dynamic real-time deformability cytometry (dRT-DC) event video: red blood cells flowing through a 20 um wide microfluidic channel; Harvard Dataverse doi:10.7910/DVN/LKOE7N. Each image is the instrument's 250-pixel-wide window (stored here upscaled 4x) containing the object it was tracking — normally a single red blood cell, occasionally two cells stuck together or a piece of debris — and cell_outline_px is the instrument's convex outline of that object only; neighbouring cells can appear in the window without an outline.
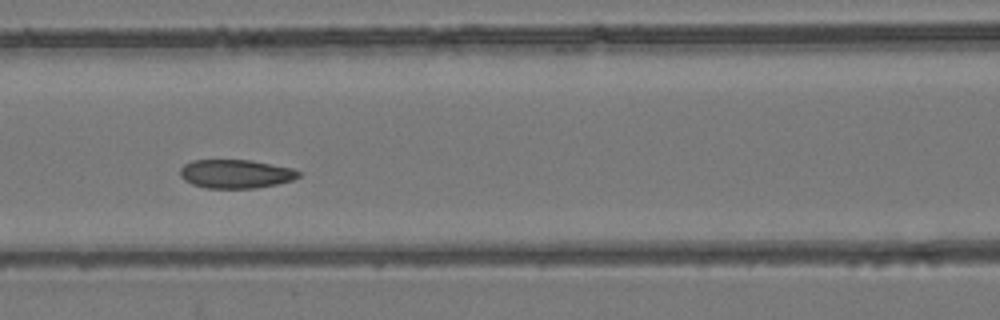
{"species": "common noctule bat (a hibernating species)", "species_latin": "Nyctalus noctula", "temperature_condition": "room temperature", "stored_images_in_passage": 7, "camera_frame_rate_fps": 3000, "um_per_image_px": 0.085, "animal": {"sex": "female", "body_mass_g": 24.6, "forearm_length_mm": 56.2}, "frame": {"image": 1, "passage_image": 5, "time_ms": 5.333, "image_size_px": [1000, 320], "cell_outline_px": [[300, 176], [292, 180], [276, 184], [256, 188], [204, 188], [192, 184], [184, 180], [180, 176], [180, 168], [184, 164], [192, 160], [252, 160], [292, 168], [300, 172]], "centroid_in_image_um": [20.01, 14.78], "position_along_channel_um": 146.6, "area_um2": 19.88}}
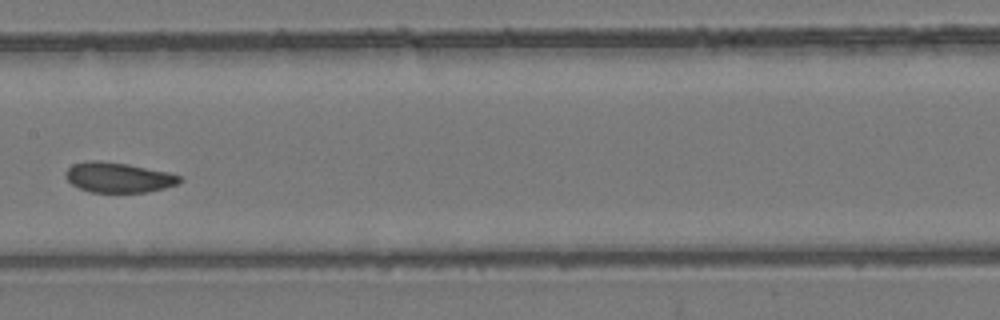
{"frame": {"image": 2, "passage_image": 6, "time_ms": 6.667, "image_size_px": [1000, 320], "cell_outline_px": [[184, 180], [176, 184], [164, 188], [144, 192], [92, 192], [80, 188], [72, 184], [64, 176], [64, 172], [72, 164], [88, 160], [100, 160], [128, 164], [168, 172], [180, 176]], "centroid_in_image_um": [10.03, 15.07], "position_along_channel_um": 197.4, "area_um2": 20.0}}
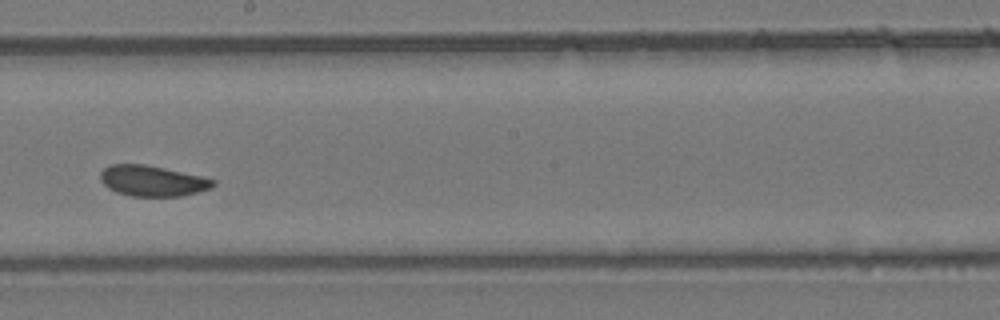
{"frame": {"image": 3, "passage_image": 7, "time_ms": 7.667, "image_size_px": [1000, 320], "cell_outline_px": [[216, 184], [212, 188], [180, 196], [132, 196], [116, 192], [108, 188], [100, 180], [100, 172], [104, 168], [112, 164], [144, 164], [164, 168], [200, 176], [216, 180]], "centroid_in_image_um": [12.94, 15.37], "position_along_channel_um": 235.3, "area_um2": 20.06}}